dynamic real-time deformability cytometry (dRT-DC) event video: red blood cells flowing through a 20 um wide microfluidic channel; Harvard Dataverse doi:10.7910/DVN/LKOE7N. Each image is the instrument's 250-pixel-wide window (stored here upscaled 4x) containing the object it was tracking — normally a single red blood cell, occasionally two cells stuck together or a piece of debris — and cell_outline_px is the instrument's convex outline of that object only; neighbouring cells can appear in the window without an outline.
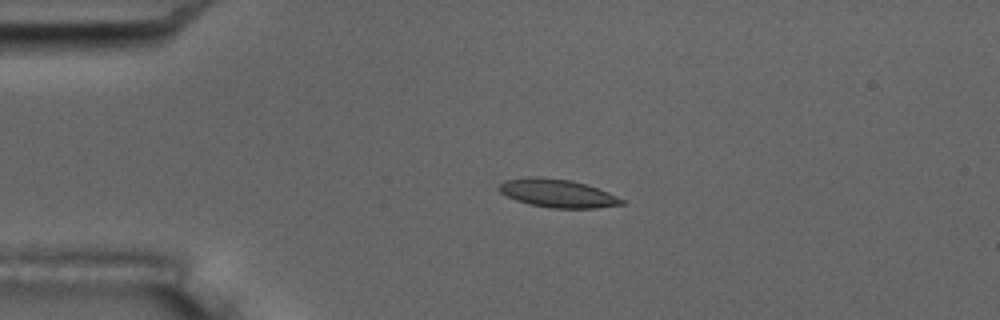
{"species": "common noctule bat (a hibernating species)", "species_latin": "Nyctalus noctula", "temperature_condition": "room temperature", "stored_images_in_passage": 2, "camera_frame_rate_fps": 3000, "um_per_image_px": 0.085, "animal": {"sex": "male", "body_mass_g": 17.5, "forearm_length_mm": 52.3}, "frame": {"image": 1, "passage_image": 1, "time_ms": 0.0, "image_size_px": [1000, 320], "cell_outline_px": [[624, 204], [596, 208], [552, 208], [532, 204], [516, 200], [500, 192], [496, 188], [504, 180], [524, 176], [540, 176], [572, 180], [608, 192], [624, 200]], "centroid_in_image_um": [47.34, 16.41], "position_along_channel_um": 37.7, "area_um2": 20.17}}